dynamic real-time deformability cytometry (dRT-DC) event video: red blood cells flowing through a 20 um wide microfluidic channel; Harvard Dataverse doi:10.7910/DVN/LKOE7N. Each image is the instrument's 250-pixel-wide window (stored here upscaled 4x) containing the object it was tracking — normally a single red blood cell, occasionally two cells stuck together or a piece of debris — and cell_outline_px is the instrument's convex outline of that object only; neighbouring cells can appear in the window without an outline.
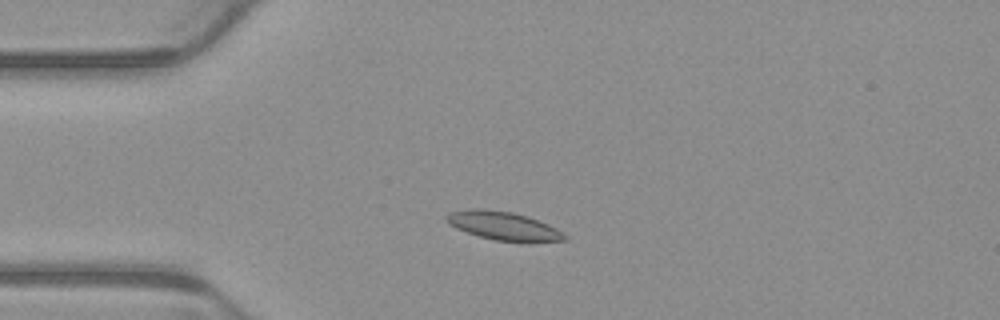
{"species": "common noctule bat (a hibernating species)", "species_latin": "Nyctalus noctula", "temperature_condition": "warm", "stored_images_in_passage": 6, "camera_frame_rate_fps": 3000, "um_per_image_px": 0.085, "animal": {"sex": "male", "body_mass_g": 23.1, "forearm_length_mm": 52.7}, "frame": {"image": 1, "passage_image": 2, "time_ms": 0.333, "image_size_px": [1000, 320], "cell_outline_px": [[568, 240], [528, 244], [496, 240], [480, 236], [456, 228], [448, 224], [444, 220], [444, 216], [452, 212], [468, 208], [480, 208], [512, 212], [528, 216], [548, 224], [564, 232], [568, 236]], "centroid_in_image_um": [42.86, 19.22], "position_along_channel_um": 42.1, "area_um2": 20.23}}
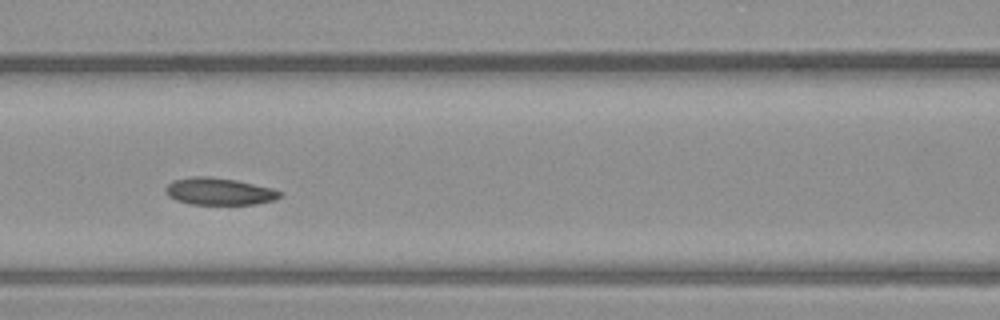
{"frame": {"image": 2, "passage_image": 5, "time_ms": 1.333, "image_size_px": [1000, 320], "cell_outline_px": [[284, 192], [280, 196], [272, 200], [256, 204], [192, 204], [176, 200], [168, 196], [164, 192], [164, 188], [172, 180], [188, 176], [208, 176], [236, 180], [272, 188]], "centroid_in_image_um": [18.58, 16.26], "position_along_channel_um": 148.0, "area_um2": 18.15}}
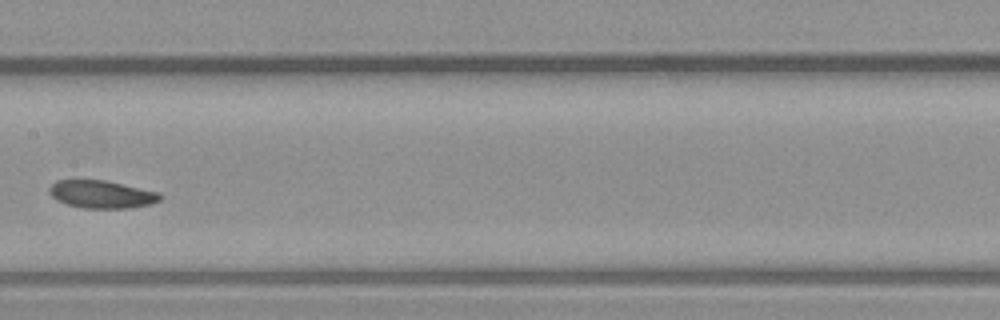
{"frame": {"image": 3, "passage_image": 6, "time_ms": 1.667, "image_size_px": [1000, 320], "cell_outline_px": [[164, 196], [160, 200], [152, 204], [128, 208], [84, 208], [64, 204], [56, 200], [48, 192], [48, 188], [56, 180], [104, 180], [160, 192]], "centroid_in_image_um": [8.64, 16.52], "position_along_channel_um": 198.8, "area_um2": 18.09}}